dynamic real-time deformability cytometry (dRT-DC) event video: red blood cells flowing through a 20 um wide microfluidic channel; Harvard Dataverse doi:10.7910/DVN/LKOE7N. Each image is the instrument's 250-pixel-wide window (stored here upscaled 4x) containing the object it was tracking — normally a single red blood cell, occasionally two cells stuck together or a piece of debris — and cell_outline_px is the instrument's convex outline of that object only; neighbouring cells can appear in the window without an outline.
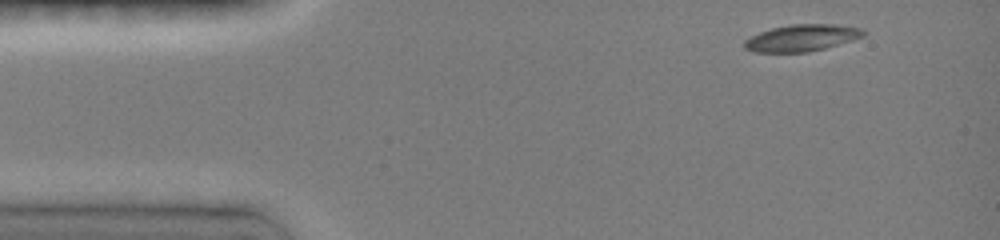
{"species": "common noctule bat (a hibernating species)", "species_latin": "Nyctalus noctula", "temperature_condition": "room temperature", "stored_images_in_passage": 4, "camera_frame_rate_fps": 3000, "um_per_image_px": 0.085, "animal": {"sex": "female", "body_mass_g": 19.0, "forearm_length_mm": 51.5}, "frame": {"image": 1, "passage_image": 1, "time_ms": 0.0, "image_size_px": [1000, 240], "cell_outline_px": [[864, 36], [852, 40], [824, 48], [808, 52], [752, 52], [744, 48], [744, 40], [760, 32], [772, 28], [792, 24], [836, 24], [860, 28], [864, 32]], "centroid_in_image_um": [68.12, 3.22], "position_along_channel_um": 16.9, "area_um2": 18.38}}
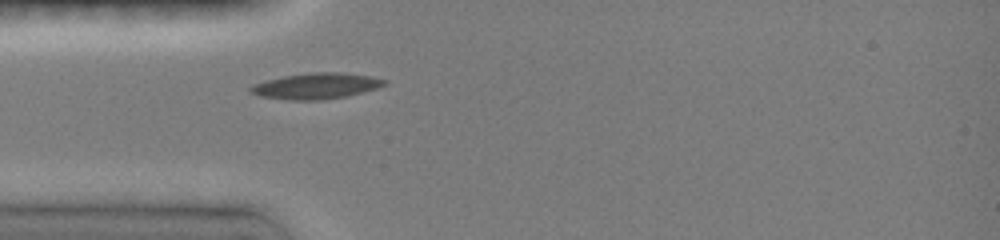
{"frame": {"image": 2, "passage_image": 4, "time_ms": 3.0, "image_size_px": [1000, 240], "cell_outline_px": [[388, 84], [376, 88], [344, 96], [320, 100], [288, 100], [260, 96], [248, 92], [248, 88], [252, 84], [264, 80], [284, 76], [308, 72], [340, 72], [372, 76], [388, 80]], "centroid_in_image_um": [26.82, 7.29], "position_along_channel_um": 58.2, "area_um2": 20.35}}